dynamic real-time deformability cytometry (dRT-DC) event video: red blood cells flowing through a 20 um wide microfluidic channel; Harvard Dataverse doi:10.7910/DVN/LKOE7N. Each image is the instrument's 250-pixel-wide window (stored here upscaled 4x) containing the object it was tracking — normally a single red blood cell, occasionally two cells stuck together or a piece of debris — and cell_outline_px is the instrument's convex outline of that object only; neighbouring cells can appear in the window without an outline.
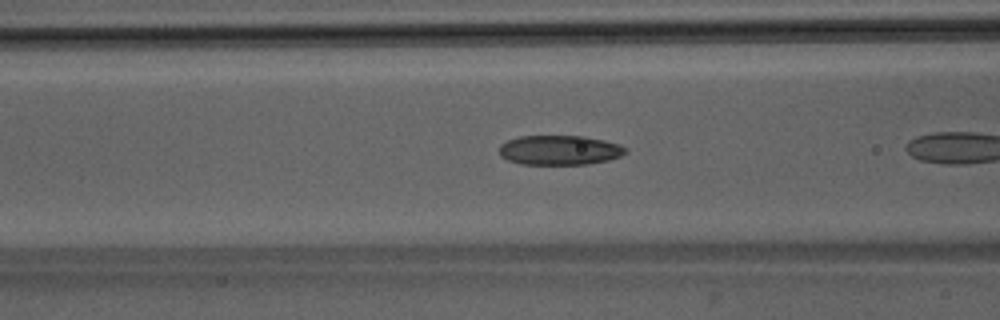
{"species": "Egyptian fruit bat (a non-hibernating species)", "species_latin": "Rousettus aegyptiacus", "temperature_condition": "room temperature", "stored_images_in_passage": 8, "camera_frame_rate_fps": 3000, "um_per_image_px": 0.085, "animal": {"sex": "male"}, "frame": {"image": 1, "passage_image": 6, "time_ms": 1.667, "image_size_px": [1000, 320], "cell_outline_px": [[628, 152], [620, 156], [608, 160], [588, 164], [520, 164], [508, 160], [500, 156], [500, 144], [508, 140], [520, 136], [584, 136], [604, 140], [620, 144], [628, 148]], "centroid_in_image_um": [47.59, 12.76], "position_along_channel_um": 119.0, "area_um2": 21.91}}